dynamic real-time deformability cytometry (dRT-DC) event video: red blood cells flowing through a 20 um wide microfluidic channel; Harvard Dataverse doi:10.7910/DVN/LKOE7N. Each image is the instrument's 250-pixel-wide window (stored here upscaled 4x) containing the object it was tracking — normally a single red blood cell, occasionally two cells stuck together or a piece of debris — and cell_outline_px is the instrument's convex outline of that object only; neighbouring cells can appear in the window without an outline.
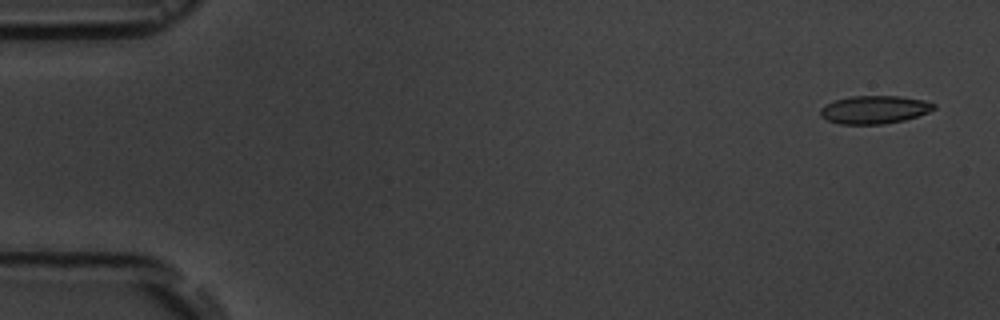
{"species": "common noctule bat (a hibernating species)", "species_latin": "Nyctalus noctula", "temperature_condition": "room temperature", "stored_images_in_passage": 5, "camera_frame_rate_fps": 3000, "um_per_image_px": 0.085, "animal": {"sex": "male", "body_mass_g": 19.5, "forearm_length_mm": 54.6}, "frame": {"image": 1, "passage_image": 1, "time_ms": 0.0, "image_size_px": [1000, 320], "cell_outline_px": [[936, 108], [928, 112], [904, 120], [880, 124], [840, 124], [828, 120], [820, 116], [820, 108], [824, 104], [836, 100], [852, 96], [900, 96], [924, 100], [936, 104]], "centroid_in_image_um": [74.31, 9.31], "position_along_channel_um": 10.7, "area_um2": 18.5}}
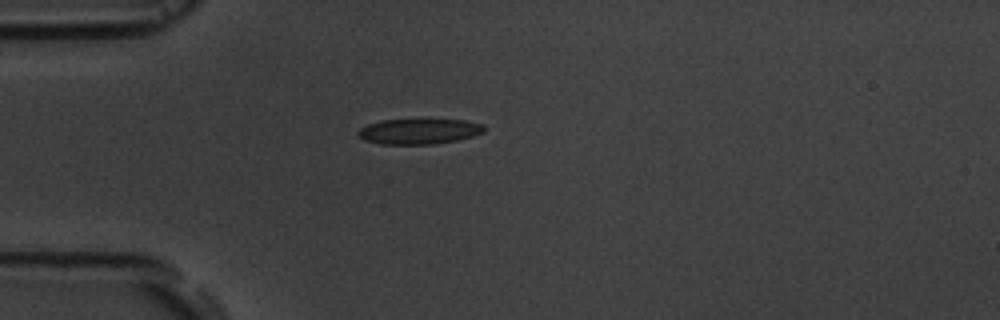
{"frame": {"image": 2, "passage_image": 5, "time_ms": 4.333, "image_size_px": [1000, 320], "cell_outline_px": [[484, 132], [472, 136], [456, 140], [432, 144], [380, 144], [364, 140], [356, 136], [356, 132], [360, 128], [368, 124], [384, 120], [464, 120], [480, 124], [484, 128]], "centroid_in_image_um": [35.54, 11.17], "position_along_channel_um": 49.5, "area_um2": 18.44}}